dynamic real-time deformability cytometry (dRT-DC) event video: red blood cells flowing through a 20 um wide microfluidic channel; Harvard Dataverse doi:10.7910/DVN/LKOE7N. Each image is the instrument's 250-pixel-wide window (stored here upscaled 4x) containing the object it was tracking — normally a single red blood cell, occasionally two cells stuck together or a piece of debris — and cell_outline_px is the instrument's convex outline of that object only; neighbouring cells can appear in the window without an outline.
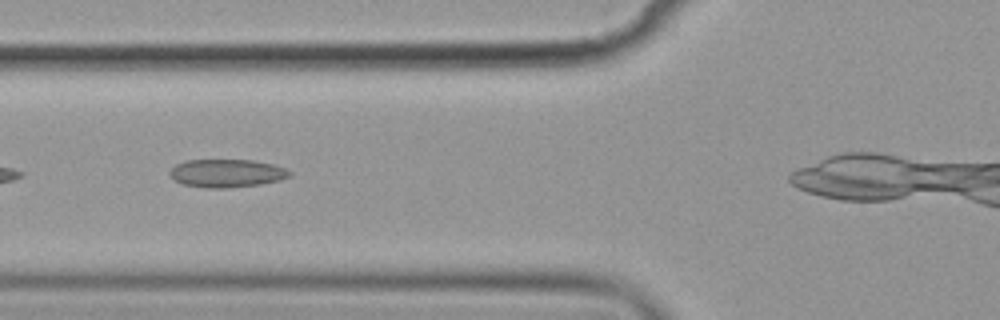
{"species": "common noctule bat (a hibernating species)", "species_latin": "Nyctalus noctula", "temperature_condition": "cold", "stored_images_in_passage": 6, "camera_frame_rate_fps": 3000, "um_per_image_px": 0.085, "animal": {"sex": "female", "body_mass_g": 19.9}, "frame": {"image": 1, "passage_image": 2, "time_ms": 1.0, "image_size_px": [1000, 320], "cell_outline_px": [[292, 172], [288, 176], [280, 180], [260, 184], [228, 188], [208, 188], [184, 184], [172, 180], [168, 172], [176, 164], [184, 160], [252, 160], [272, 164], [284, 168]], "centroid_in_image_um": [19.22, 14.72], "position_along_channel_um": 106.6, "area_um2": 19.59}}
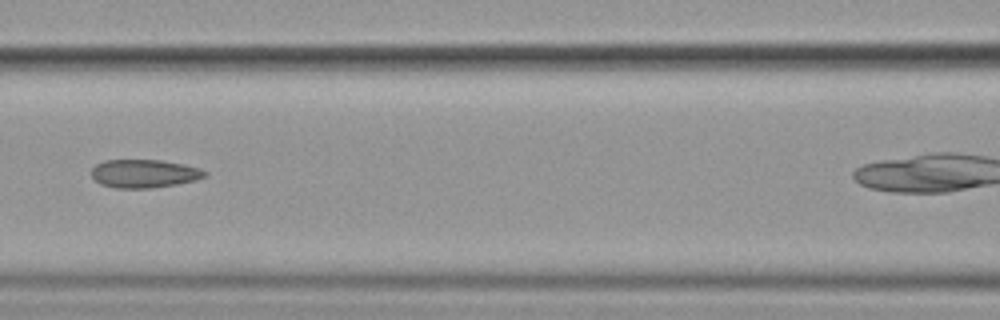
{"frame": {"image": 2, "passage_image": 3, "time_ms": 2.333, "image_size_px": [1000, 320], "cell_outline_px": [[208, 176], [196, 180], [176, 184], [148, 188], [116, 188], [100, 184], [92, 176], [92, 168], [96, 164], [104, 160], [160, 160], [184, 164], [200, 168], [208, 172]], "centroid_in_image_um": [12.28, 14.75], "position_along_channel_um": 154.3, "area_um2": 18.73}}
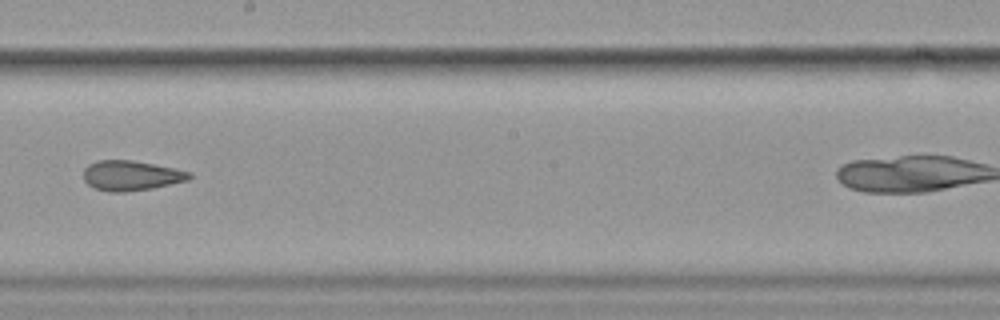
{"frame": {"image": 3, "passage_image": 5, "time_ms": 4.667, "image_size_px": [1000, 320], "cell_outline_px": [[192, 176], [188, 180], [152, 188], [124, 192], [108, 192], [96, 188], [88, 184], [84, 180], [84, 168], [88, 164], [96, 160], [132, 160], [176, 168], [192, 172]], "centroid_in_image_um": [11.15, 14.91], "position_along_channel_um": 237.1, "area_um2": 18.55}}